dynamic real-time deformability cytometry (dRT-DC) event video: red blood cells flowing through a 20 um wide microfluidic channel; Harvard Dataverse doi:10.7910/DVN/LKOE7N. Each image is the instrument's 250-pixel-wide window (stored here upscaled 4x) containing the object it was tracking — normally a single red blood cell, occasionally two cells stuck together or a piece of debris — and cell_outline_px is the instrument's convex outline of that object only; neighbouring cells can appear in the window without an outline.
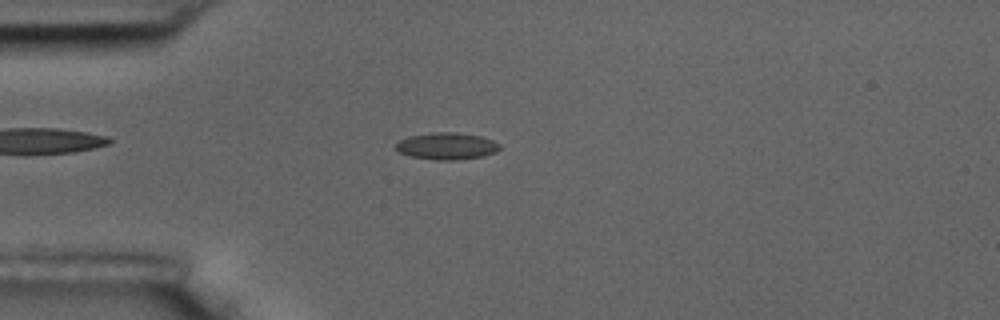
{"species": "common noctule bat (a hibernating species)", "species_latin": "Nyctalus noctula", "temperature_condition": "room temperature", "stored_images_in_passage": 56, "camera_frame_rate_fps": 3000, "um_per_image_px": 0.085, "animal": {"sex": "male", "body_mass_g": 17.5, "forearm_length_mm": 52.3}, "frame": {"image": 1, "passage_image": 15, "time_ms": 4.667, "image_size_px": [1000, 320], "cell_outline_px": [[500, 148], [496, 152], [484, 156], [456, 160], [436, 160], [412, 156], [400, 152], [396, 148], [396, 144], [400, 140], [408, 136], [432, 132], [456, 132], [480, 136], [492, 140], [500, 144]], "centroid_in_image_um": [37.99, 12.41], "position_along_channel_um": 47.0, "area_um2": 16.24}}
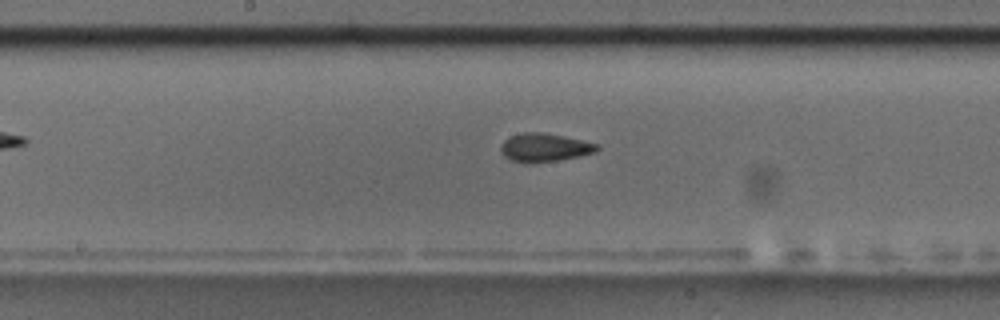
{"frame": {"image": 2, "passage_image": 29, "time_ms": 9.333, "image_size_px": [1000, 320], "cell_outline_px": [[600, 148], [596, 152], [580, 156], [532, 164], [528, 164], [512, 160], [504, 156], [500, 152], [500, 144], [504, 140], [520, 132], [544, 132], [564, 136], [600, 144]], "centroid_in_image_um": [46.28, 12.54], "position_along_channel_um": 201.9, "area_um2": 16.18}}
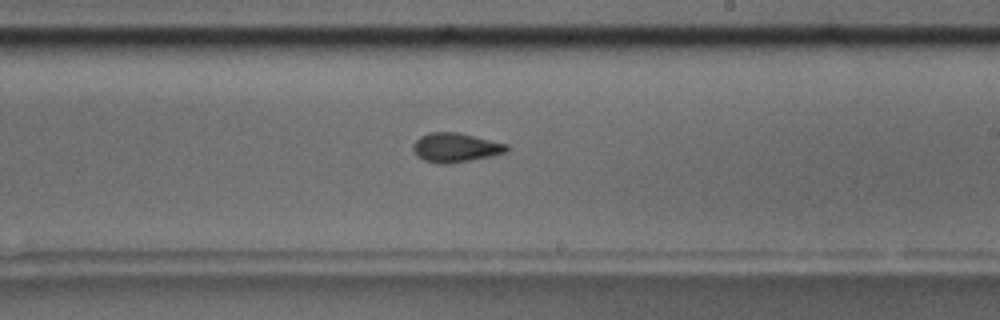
{"frame": {"image": 3, "passage_image": 33, "time_ms": 10.667, "image_size_px": [1000, 320], "cell_outline_px": [[508, 152], [448, 164], [440, 164], [424, 160], [416, 156], [412, 152], [412, 144], [420, 136], [428, 132], [460, 132], [508, 144]], "centroid_in_image_um": [38.68, 12.53], "position_along_channel_um": 250.3, "area_um2": 16.07}, "authors_computed_cell_mechanics": {"area_um2": 15.4904, "velocity_mm_per_s": 3.6418, "shape_relaxation_time_tau1_ms": 6.4347, "shape_relaxation_time_tau2_ms": 2.9357, "deformation_change_tau1": 0.145, "deformation_change_tau2": 0.0801}}